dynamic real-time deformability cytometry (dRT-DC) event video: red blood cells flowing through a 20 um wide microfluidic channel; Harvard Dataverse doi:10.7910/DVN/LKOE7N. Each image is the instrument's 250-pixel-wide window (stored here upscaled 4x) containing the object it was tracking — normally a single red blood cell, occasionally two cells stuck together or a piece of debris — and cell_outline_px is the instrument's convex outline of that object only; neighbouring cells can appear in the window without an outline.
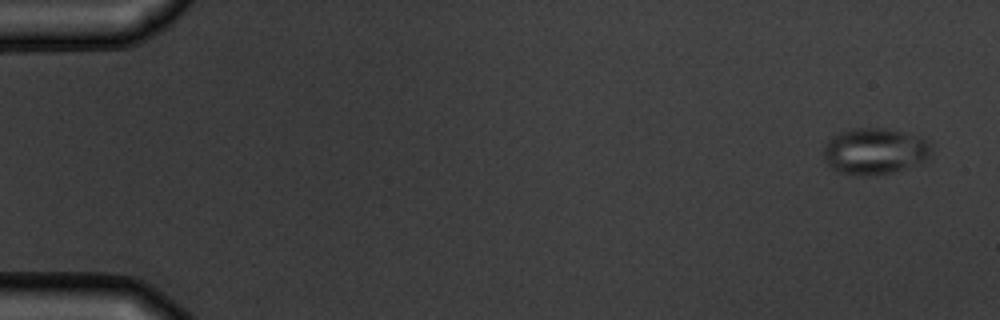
{"species": "common noctule bat (a hibernating species)", "species_latin": "Nyctalus noctula", "temperature_condition": "warm", "stored_images_in_passage": 6, "segment_of_instrument_passage": [1, 2], "camera_frame_rate_fps": 3000, "um_per_image_px": 0.085, "animal": {"sex": "male", "body_mass_g": 19.5, "forearm_length_mm": 54.6}, "frame": {"image": 1, "passage_image": 1, "time_ms": 0.0, "image_size_px": [1000, 320], "cell_outline_px": [[928, 160], [892, 172], [864, 176], [860, 176], [840, 172], [832, 168], [828, 164], [824, 156], [824, 144], [828, 140], [840, 132], [856, 128], [888, 128], [920, 136], [928, 140]], "centroid_in_image_um": [74.33, 12.84], "position_along_channel_um": 10.7, "area_um2": 28.84}}